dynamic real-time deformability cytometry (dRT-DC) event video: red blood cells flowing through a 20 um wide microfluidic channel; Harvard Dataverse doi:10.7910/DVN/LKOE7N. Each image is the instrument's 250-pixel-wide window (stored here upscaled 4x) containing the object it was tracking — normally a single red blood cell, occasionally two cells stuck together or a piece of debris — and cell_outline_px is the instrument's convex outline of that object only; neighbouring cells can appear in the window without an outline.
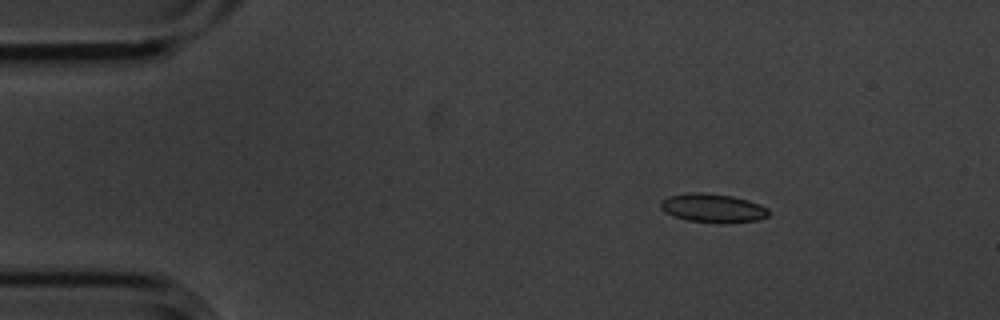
{"species": "common noctule bat (a hibernating species)", "species_latin": "Nyctalus noctula", "temperature_condition": "cold", "stored_images_in_passage": 5, "camera_frame_rate_fps": 3000, "um_per_image_px": 0.085, "animal": {"sex": "male", "body_mass_g": 20.1, "forearm_length_mm": 53.5}, "frame": {"image": 1, "passage_image": 2, "time_ms": 0.333, "image_size_px": [1000, 320], "cell_outline_px": [[768, 216], [756, 220], [716, 224], [688, 220], [664, 212], [660, 208], [660, 200], [668, 196], [688, 192], [704, 192], [732, 196], [748, 200], [760, 204], [768, 208]], "centroid_in_image_um": [60.56, 17.68], "position_along_channel_um": 24.4, "area_um2": 18.26}}